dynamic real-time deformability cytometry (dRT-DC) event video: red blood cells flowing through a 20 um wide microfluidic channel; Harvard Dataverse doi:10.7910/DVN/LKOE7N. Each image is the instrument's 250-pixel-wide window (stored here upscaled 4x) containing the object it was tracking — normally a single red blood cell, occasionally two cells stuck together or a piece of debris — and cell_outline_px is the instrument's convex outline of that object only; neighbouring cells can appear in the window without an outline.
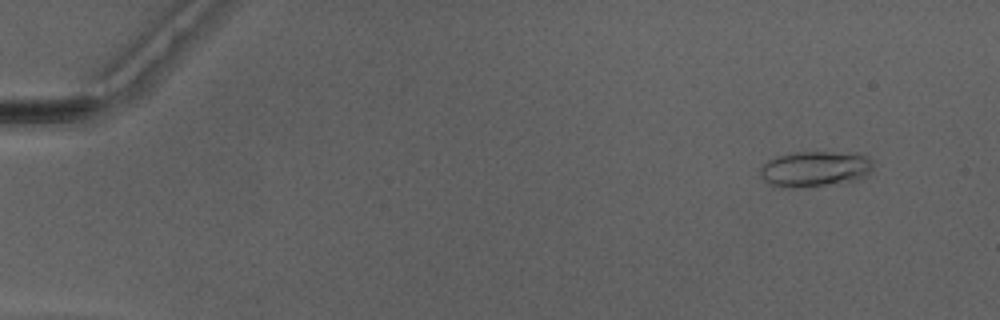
{"species": "Egyptian fruit bat (a non-hibernating species)", "species_latin": "Rousettus aegyptiacus", "temperature_condition": "warm", "stored_images_in_passage": 51, "camera_frame_rate_fps": 3000, "um_per_image_px": 0.085, "animal": {"sex": "male"}, "frame": {"image": 1, "passage_image": 5, "time_ms": 1.333, "image_size_px": [1000, 320], "cell_outline_px": [[872, 168], [860, 180], [792, 188], [772, 184], [764, 180], [760, 176], [760, 168], [768, 160], [776, 156], [796, 152], [860, 152], [868, 156], [872, 160]], "centroid_in_image_um": [69.31, 14.33], "position_along_channel_um": 15.7, "area_um2": 23.41}}
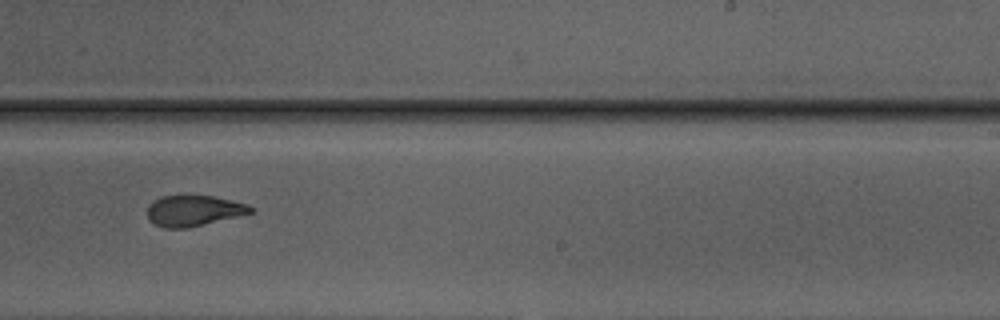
{"frame": {"image": 2, "passage_image": 33, "time_ms": 10.667, "image_size_px": [1000, 320], "cell_outline_px": [[252, 212], [236, 216], [184, 228], [164, 228], [152, 224], [148, 220], [148, 204], [152, 200], [160, 196], [184, 192], [212, 196], [232, 200], [248, 204], [252, 208]], "centroid_in_image_um": [16.35, 17.85], "position_along_channel_um": 272.6, "area_um2": 19.02}}
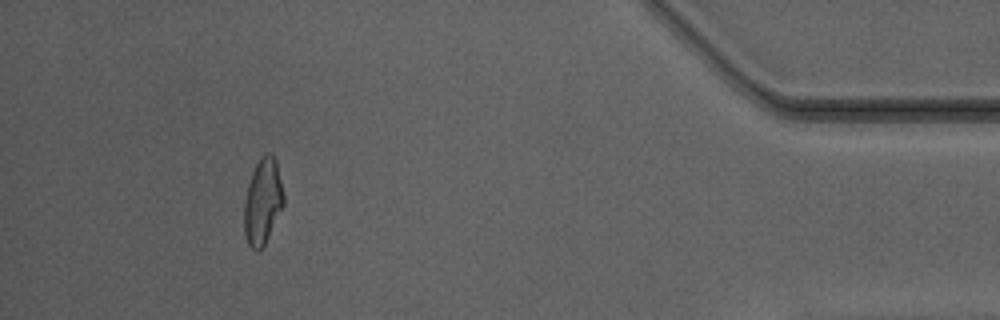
{"frame": {"image": 3, "passage_image": 47, "time_ms": 15.333, "image_size_px": [1000, 320], "cell_outline_px": [[284, 204], [260, 252], [256, 252], [248, 244], [244, 236], [244, 200], [248, 184], [252, 172], [260, 156], [268, 152], [276, 160], [284, 196]], "centroid_in_image_um": [22.31, 17.14], "position_along_channel_um": 412.9, "area_um2": 19.71}, "authors_computed_cell_mechanics": {"area_um2": 20.0566, "velocity_mm_per_s": 4.1769, "shape_relaxation_time_tau1_ms": 4.1695, "shape_relaxation_time_tau2_ms": 1.7635, "deformation_change_tau1": 0.1909, "deformation_change_tau2": 0.0972}}